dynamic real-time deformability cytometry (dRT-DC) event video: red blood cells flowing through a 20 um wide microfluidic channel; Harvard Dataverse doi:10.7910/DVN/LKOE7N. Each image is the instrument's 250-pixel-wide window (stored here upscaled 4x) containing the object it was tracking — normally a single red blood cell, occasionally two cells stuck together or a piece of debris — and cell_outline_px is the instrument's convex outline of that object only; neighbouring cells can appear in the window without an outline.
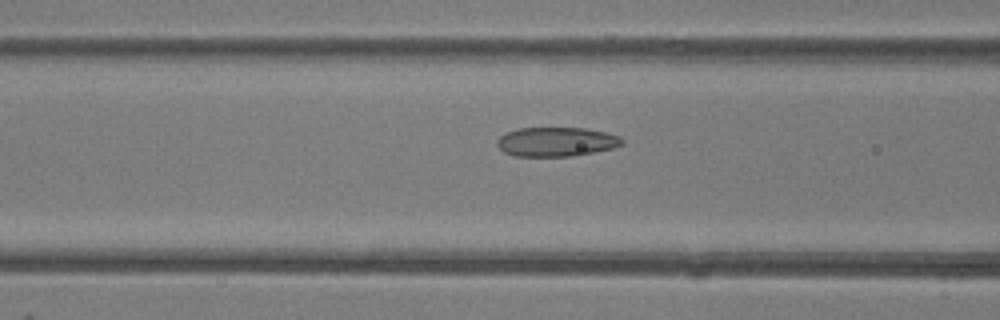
{"species": "common noctule bat (a hibernating species)", "species_latin": "Nyctalus noctula", "temperature_condition": "room temperature", "stored_images_in_passage": 34, "camera_frame_rate_fps": 3000, "um_per_image_px": 0.085, "animal": {"sex": "female"}, "frame": {"image": 1, "passage_image": 4, "time_ms": 1.0, "image_size_px": [1000, 320], "cell_outline_px": [[624, 144], [612, 148], [572, 156], [516, 156], [504, 152], [496, 144], [496, 140], [500, 136], [516, 128], [584, 128], [604, 132], [620, 136], [624, 140]], "centroid_in_image_um": [47.28, 12.05], "position_along_channel_um": 119.3, "area_um2": 21.21}}
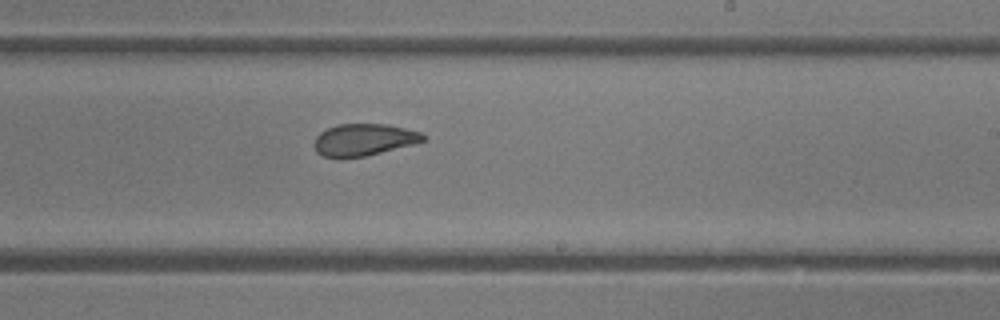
{"frame": {"image": 2, "passage_image": 14, "time_ms": 4.333, "image_size_px": [1000, 320], "cell_outline_px": [[424, 140], [416, 144], [364, 156], [340, 160], [324, 156], [316, 152], [312, 144], [316, 136], [320, 132], [336, 124], [388, 124], [420, 132], [424, 136]], "centroid_in_image_um": [30.86, 11.9], "position_along_channel_um": 258.1, "area_um2": 20.63}}
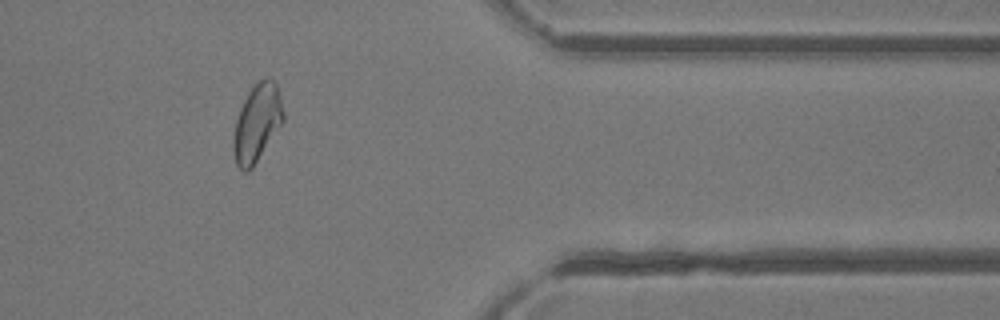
{"frame": {"image": 3, "passage_image": 25, "time_ms": 8.0, "image_size_px": [1000, 320], "cell_outline_px": [[284, 120], [252, 168], [248, 172], [244, 172], [236, 164], [232, 148], [232, 140], [236, 120], [240, 108], [248, 92], [264, 76], [272, 76], [276, 84], [280, 96], [284, 112]], "centroid_in_image_um": [21.84, 10.44], "position_along_channel_um": 389.6, "area_um2": 22.54}}